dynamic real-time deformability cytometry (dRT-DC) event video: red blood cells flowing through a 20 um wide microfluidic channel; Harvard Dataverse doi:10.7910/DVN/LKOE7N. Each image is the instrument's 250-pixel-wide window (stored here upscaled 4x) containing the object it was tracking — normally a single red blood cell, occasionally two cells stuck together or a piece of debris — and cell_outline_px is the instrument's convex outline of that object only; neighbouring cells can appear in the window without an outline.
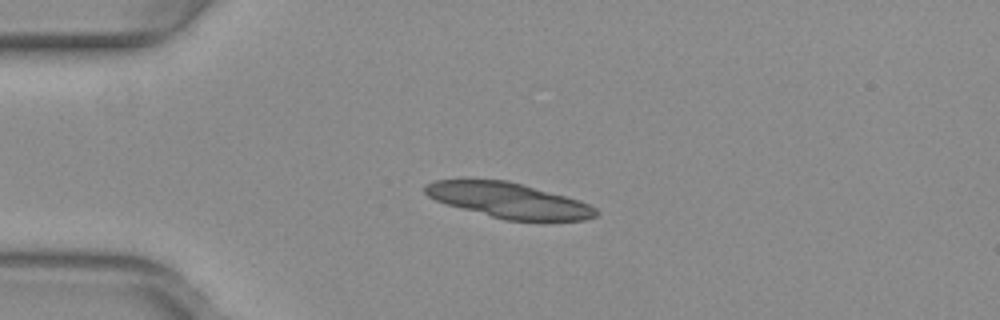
{"species": "common noctule bat (a hibernating species)", "species_latin": "Nyctalus noctula", "temperature_condition": "warm", "stored_images_in_passage": 49, "segment_of_instrument_passage": [1, 2], "camera_frame_rate_fps": 3000, "um_per_image_px": 0.085, "animal": {"sex": "female", "body_mass_g": 29.2, "forearm_length_mm": 56.3}, "frame": {"image": 1, "passage_image": 11, "time_ms": 3.333, "image_size_px": [1000, 320], "cell_outline_px": [[600, 212], [596, 216], [584, 220], [504, 220], [448, 204], [436, 200], [428, 196], [424, 192], [424, 184], [436, 180], [508, 180], [580, 200], [596, 208]], "centroid_in_image_um": [43.26, 17.03], "position_along_channel_um": 41.7, "area_um2": 34.68}}